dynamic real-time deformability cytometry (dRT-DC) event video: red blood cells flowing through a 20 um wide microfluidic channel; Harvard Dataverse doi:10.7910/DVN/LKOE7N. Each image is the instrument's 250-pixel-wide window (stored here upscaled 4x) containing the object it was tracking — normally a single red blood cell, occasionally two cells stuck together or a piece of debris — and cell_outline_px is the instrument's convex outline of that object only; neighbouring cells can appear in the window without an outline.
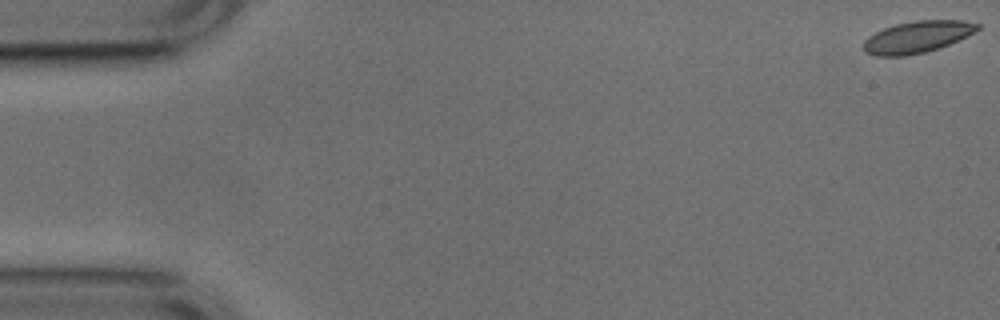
{"species": "common noctule bat (a hibernating species)", "species_latin": "Nyctalus noctula", "temperature_condition": "cold", "stored_images_in_passage": 53, "camera_frame_rate_fps": 3000, "um_per_image_px": 0.085, "animal": {"sex": "male", "body_mass_g": 17.9, "forearm_length_mm": 54.2}, "frame": {"image": 1, "passage_image": 1, "time_ms": 0.0, "image_size_px": [1000, 320], "cell_outline_px": [[980, 28], [948, 44], [924, 52], [904, 56], [876, 56], [864, 52], [864, 40], [868, 36], [884, 28], [896, 24], [916, 20], [960, 20], [980, 24]], "centroid_in_image_um": [77.9, 3.14], "position_along_channel_um": 7.1, "area_um2": 20.69}}
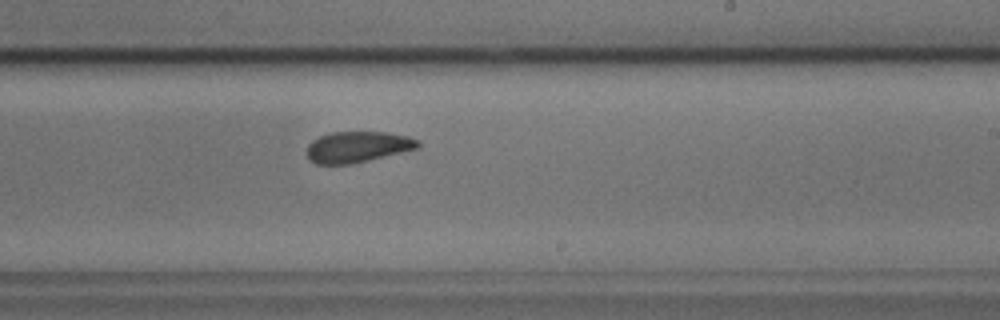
{"frame": {"image": 2, "passage_image": 32, "time_ms": 10.333, "image_size_px": [1000, 320], "cell_outline_px": [[420, 148], [352, 164], [316, 164], [308, 160], [308, 144], [312, 140], [328, 132], [388, 132], [408, 136], [420, 140]], "centroid_in_image_um": [30.42, 12.48], "position_along_channel_um": 258.6, "area_um2": 20.29}}
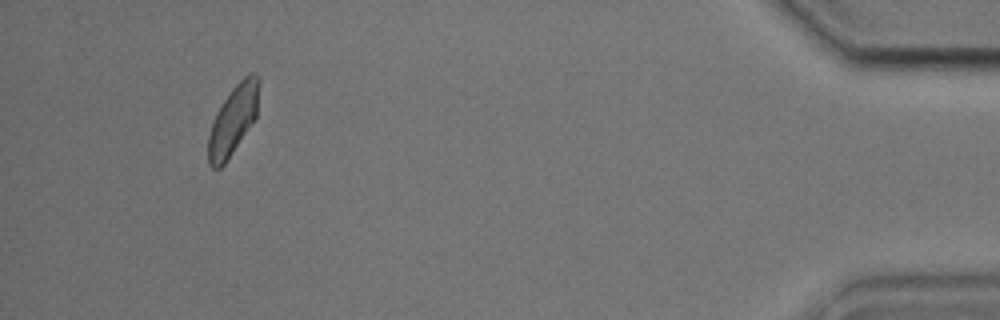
{"frame": {"image": 3, "passage_image": 50, "time_ms": 16.333, "image_size_px": [1000, 320], "cell_outline_px": [[260, 80], [256, 116], [224, 164], [220, 168], [212, 168], [208, 164], [208, 136], [216, 112], [232, 88], [248, 72], [252, 72], [260, 76]], "centroid_in_image_um": [19.81, 10.15], "position_along_channel_um": 415.4, "area_um2": 20.17}, "authors_computed_cell_mechanics": {"area_um2": 21.2704, "velocity_mm_per_s": 3.7497, "shape_relaxation_time_tau1_ms": 3.3015, "shape_relaxation_time_tau2_ms": 1.6612, "deformation_change_tau1": 0.0903, "deformation_change_tau2": 0.0489}}